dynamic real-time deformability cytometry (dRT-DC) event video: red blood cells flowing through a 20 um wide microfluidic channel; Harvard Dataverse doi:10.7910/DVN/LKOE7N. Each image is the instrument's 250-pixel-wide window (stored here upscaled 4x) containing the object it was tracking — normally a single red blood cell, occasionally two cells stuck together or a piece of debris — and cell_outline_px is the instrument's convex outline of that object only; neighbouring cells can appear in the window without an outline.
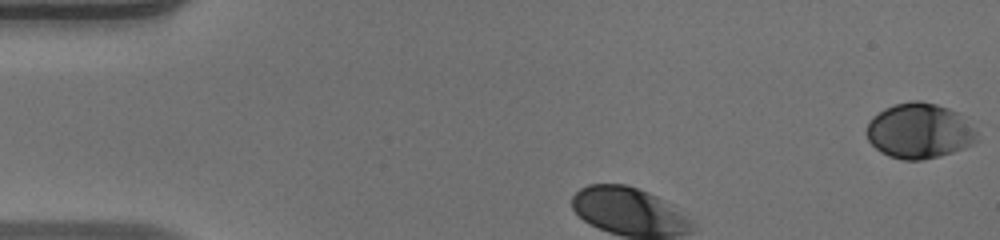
{"species": "human", "species_latin": "Homo sapiens", "temperature_condition": "warm", "stored_images_in_passage": 35, "camera_frame_rate_fps": 3000, "um_per_image_px": 0.085, "donor": {"sex": "male"}, "frame": {"image": 1, "passage_image": 1, "time_ms": 0.0, "image_size_px": [1000, 240], "cell_outline_px": [[980, 140], [964, 148], [940, 156], [920, 160], [904, 160], [888, 156], [880, 152], [868, 140], [864, 132], [872, 116], [884, 108], [896, 104], [912, 100], [920, 100], [936, 104], [960, 112], [976, 132]], "centroid_in_image_um": [78.14, 11.12], "position_along_channel_um": 6.9, "area_um2": 35.89}}
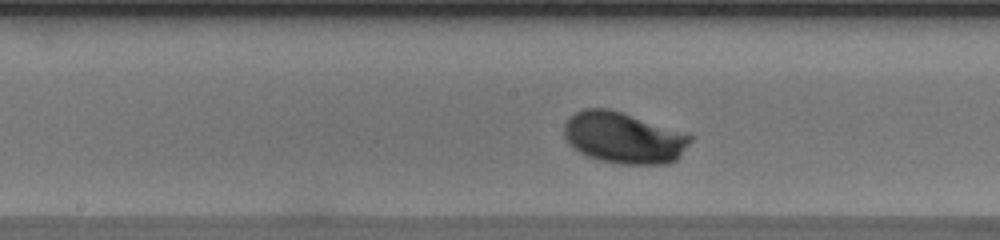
{"frame": {"image": 2, "passage_image": 18, "time_ms": 5.667, "image_size_px": [1000, 240], "cell_outline_px": [[692, 140], [680, 156], [676, 160], [668, 164], [620, 164], [600, 160], [588, 156], [572, 148], [568, 144], [564, 136], [564, 124], [568, 116], [584, 108], [608, 108], [692, 136]], "centroid_in_image_um": [52.95, 11.72], "position_along_channel_um": 195.3, "area_um2": 37.4}}
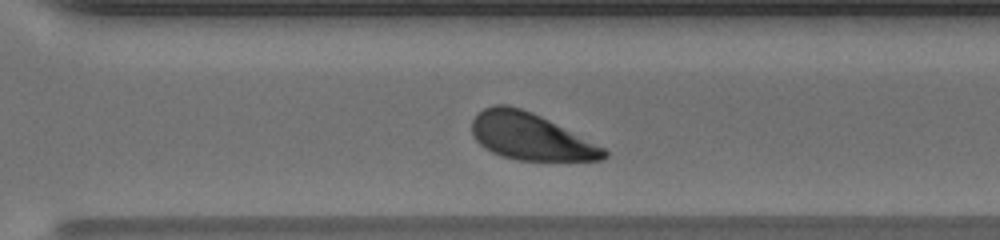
{"frame": {"image": 3, "passage_image": 28, "time_ms": 9.0, "image_size_px": [1000, 240], "cell_outline_px": [[608, 156], [600, 160], [516, 160], [492, 152], [484, 148], [472, 136], [472, 120], [484, 108], [496, 104], [504, 104], [520, 108], [532, 112], [604, 148], [608, 152]], "centroid_in_image_um": [45.05, 11.61], "position_along_channel_um": 325.5, "area_um2": 35.43}, "authors_computed_cell_mechanics": {"area_um2": 36.5296, "velocity_mm_per_s": 3.9216, "shape_relaxation_time_tau1_ms": 1.3862, "shape_relaxation_time_tau2_ms": null, "deformation_change_tau1": 0.1188, "deformation_change_tau2": null}}